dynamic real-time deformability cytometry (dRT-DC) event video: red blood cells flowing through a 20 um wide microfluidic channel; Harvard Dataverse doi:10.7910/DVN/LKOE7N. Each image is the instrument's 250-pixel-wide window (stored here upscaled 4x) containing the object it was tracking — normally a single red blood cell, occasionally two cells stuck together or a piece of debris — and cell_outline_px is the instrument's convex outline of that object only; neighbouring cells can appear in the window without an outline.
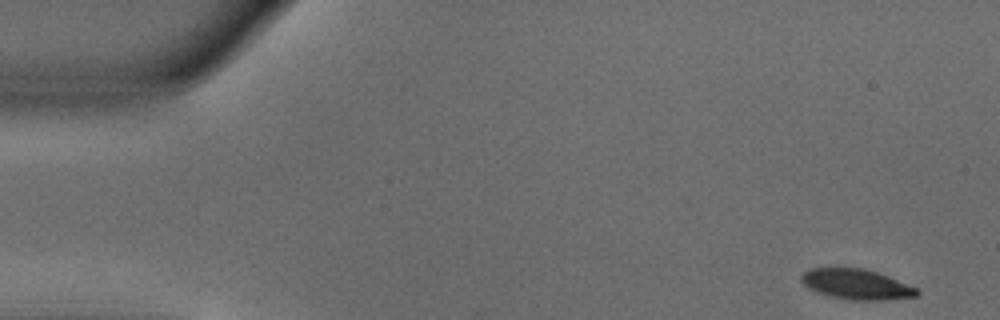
{"species": "common noctule bat (a hibernating species)", "species_latin": "Nyctalus noctula", "temperature_condition": "warm", "stored_images_in_passage": 51, "camera_frame_rate_fps": 3000, "um_per_image_px": 0.085, "animal": {"sex": "male", "body_mass_g": 18.8}, "frame": {"image": 1, "passage_image": 1, "time_ms": 0.0, "image_size_px": [1000, 320], "cell_outline_px": [[920, 296], [880, 300], [852, 300], [828, 296], [808, 288], [800, 280], [800, 276], [808, 268], [864, 268], [888, 276], [920, 288]], "centroid_in_image_um": [72.83, 24.16], "position_along_channel_um": 12.2, "area_um2": 20.58}}
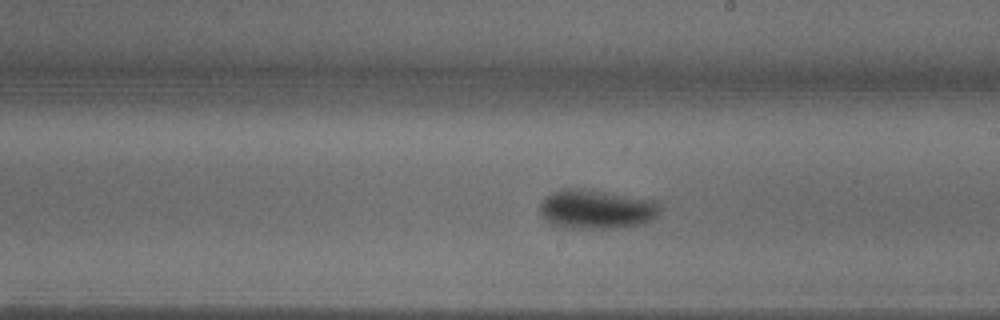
{"frame": {"image": 2, "passage_image": 28, "time_ms": 9.0, "image_size_px": [1000, 320], "cell_outline_px": [[660, 208], [656, 216], [640, 224], [616, 228], [568, 228], [552, 224], [544, 220], [540, 212], [540, 204], [544, 196], [560, 188], [584, 188], [656, 200], [660, 204]], "centroid_in_image_um": [50.65, 17.76], "position_along_channel_um": 238.4, "area_um2": 27.69}}
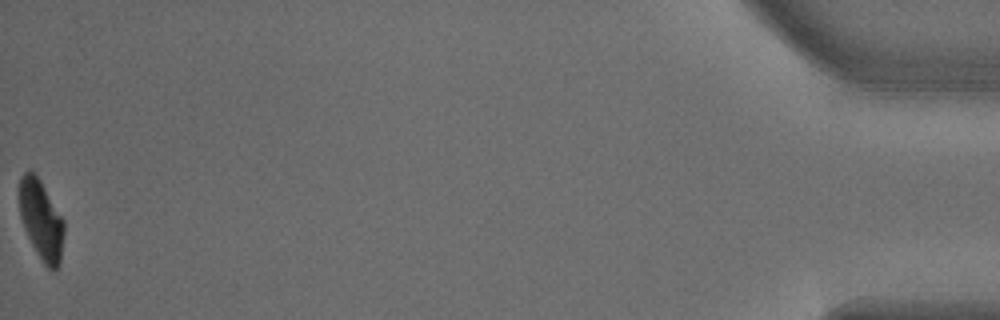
{"frame": {"image": 3, "passage_image": 51, "time_ms": 16.667, "image_size_px": [1000, 320], "cell_outline_px": [[64, 232], [60, 264], [56, 268], [48, 268], [44, 264], [36, 252], [24, 228], [20, 216], [20, 176], [24, 172], [32, 172], [40, 180], [64, 220]], "centroid_in_image_um": [3.51, 18.71], "position_along_channel_um": 431.7, "area_um2": 20.35}, "authors_computed_cell_mechanics": {"area_um2": 23.7558, "velocity_mm_per_s": 3.8096, "shape_relaxation_time_tau1_ms": 3.738, "shape_relaxation_time_tau2_ms": null, "deformation_change_tau1": 0.1977, "deformation_change_tau2": null}}